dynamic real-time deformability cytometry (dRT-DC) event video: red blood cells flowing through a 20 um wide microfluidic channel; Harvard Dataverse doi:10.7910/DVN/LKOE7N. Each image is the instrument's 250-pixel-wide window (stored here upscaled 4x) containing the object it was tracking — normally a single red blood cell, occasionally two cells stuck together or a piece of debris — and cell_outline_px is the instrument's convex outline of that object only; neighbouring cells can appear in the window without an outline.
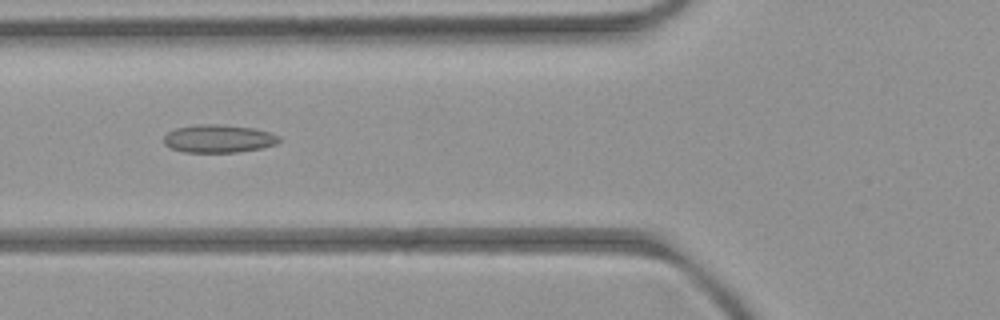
{"species": "common noctule bat (a hibernating species)", "species_latin": "Nyctalus noctula", "temperature_condition": "room temperature", "stored_images_in_passage": 4, "camera_frame_rate_fps": 3000, "um_per_image_px": 0.085, "animal": {"sex": "female", "body_mass_g": 21.9}, "frame": {"image": 1, "passage_image": 4, "time_ms": 4.333, "image_size_px": [1000, 320], "cell_outline_px": [[280, 140], [276, 144], [260, 148], [236, 152], [184, 152], [172, 148], [164, 144], [164, 136], [168, 132], [176, 128], [196, 124], [224, 124], [252, 128], [268, 132], [280, 136]], "centroid_in_image_um": [18.56, 11.78], "position_along_channel_um": 107.2, "area_um2": 18.73}}